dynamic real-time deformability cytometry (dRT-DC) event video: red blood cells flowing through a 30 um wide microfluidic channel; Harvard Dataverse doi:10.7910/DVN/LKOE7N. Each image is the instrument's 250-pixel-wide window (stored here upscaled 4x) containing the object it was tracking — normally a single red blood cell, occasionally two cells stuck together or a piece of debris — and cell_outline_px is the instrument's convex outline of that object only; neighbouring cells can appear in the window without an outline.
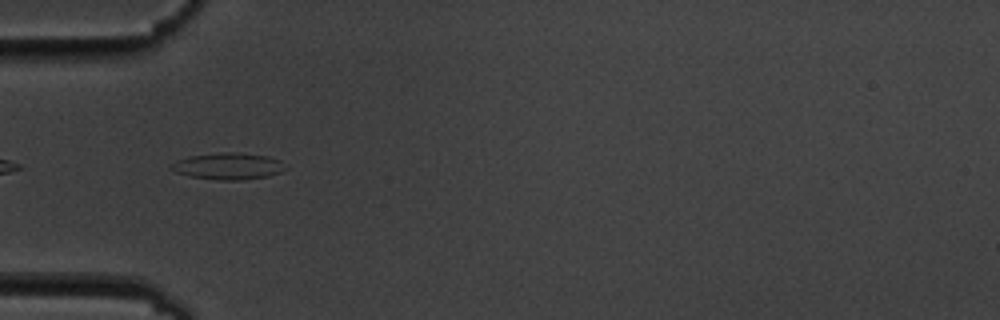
{"species": "common noctule bat (a hibernating species)", "species_latin": "Nyctalus noctula", "temperature_condition": "cold", "stored_images_in_passage": 13, "camera_frame_rate_fps": 3000, "um_per_image_px": 0.085, "animal": {"sex": "male", "body_mass_g": 19.5, "forearm_length_mm": 54.6}, "frame": {"image": 1, "passage_image": 5, "time_ms": 5.333, "image_size_px": [1000, 320], "cell_outline_px": [[288, 168], [280, 172], [268, 176], [244, 180], [220, 180], [188, 176], [176, 172], [168, 168], [176, 160], [188, 156], [220, 152], [232, 152], [268, 156], [280, 160]], "centroid_in_image_um": [19.39, 14.12], "position_along_channel_um": 65.6, "area_um2": 17.86}}
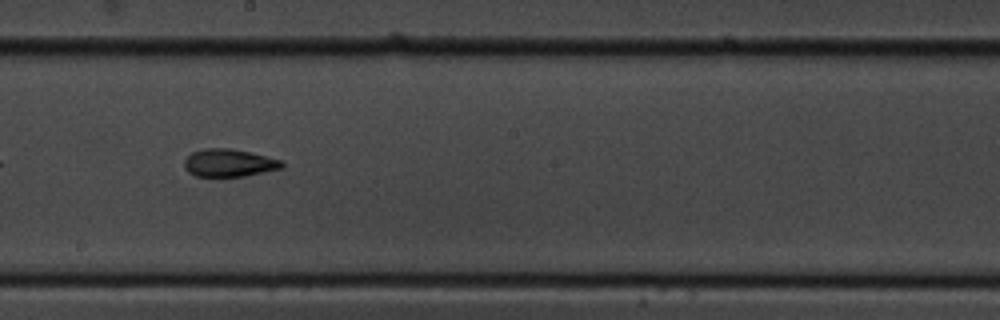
{"frame": {"image": 2, "passage_image": 9, "time_ms": 10.0, "image_size_px": [1000, 320], "cell_outline_px": [[284, 168], [244, 176], [196, 176], [188, 172], [184, 168], [184, 160], [192, 152], [204, 148], [228, 148], [248, 152], [284, 160]], "centroid_in_image_um": [19.48, 13.85], "position_along_channel_um": 228.7, "area_um2": 15.78}}
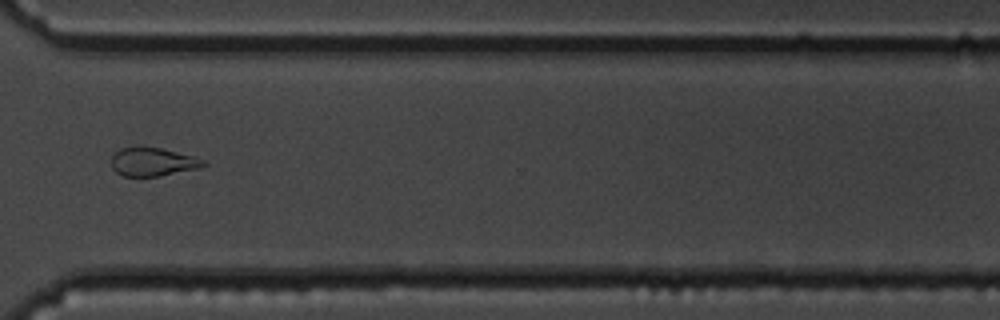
{"frame": {"image": 3, "passage_image": 12, "time_ms": 13.667, "image_size_px": [1000, 320], "cell_outline_px": [[208, 164], [200, 168], [160, 176], [124, 176], [116, 172], [112, 168], [112, 156], [120, 148], [160, 148], [192, 156], [204, 160]], "centroid_in_image_um": [13.0, 13.78], "position_along_channel_um": 357.6, "area_um2": 14.97}, "authors_computed_cell_mechanics": {"area_um2": 15.7794, "velocity_mm_per_s": 3.5187, "shape_relaxation_time_tau1_ms": 7.3281, "shape_relaxation_time_tau2_ms": 4.5946, "deformation_change_tau1": 0.1448, "deformation_change_tau2": 0.096}}